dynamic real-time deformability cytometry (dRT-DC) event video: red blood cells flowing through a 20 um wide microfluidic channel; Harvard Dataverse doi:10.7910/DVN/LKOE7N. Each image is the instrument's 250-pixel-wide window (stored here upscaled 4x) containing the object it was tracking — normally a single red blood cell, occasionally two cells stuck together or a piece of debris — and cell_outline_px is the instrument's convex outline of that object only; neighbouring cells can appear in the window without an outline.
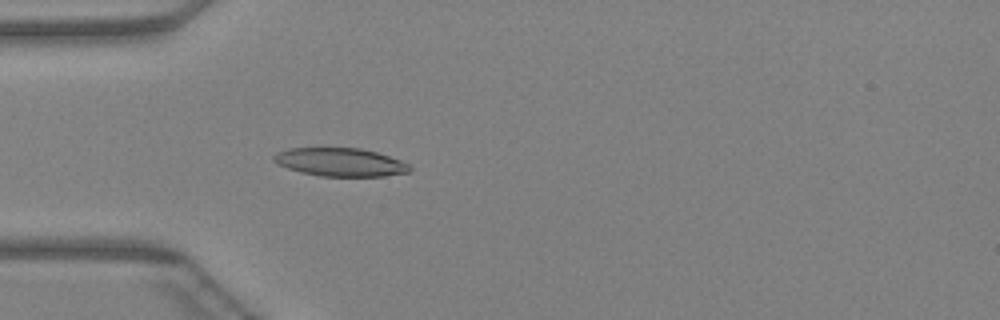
{"species": "Egyptian fruit bat (a non-hibernating species)", "species_latin": "Rousettus aegyptiacus", "temperature_condition": "warm", "stored_images_in_passage": 45, "camera_frame_rate_fps": 3000, "um_per_image_px": 0.085, "animal": {"sex": "female"}, "frame": {"image": 1, "passage_image": 13, "time_ms": 4.0, "image_size_px": [1000, 320], "cell_outline_px": [[412, 168], [408, 172], [384, 176], [320, 176], [300, 172], [288, 168], [272, 160], [272, 156], [276, 152], [288, 148], [360, 148], [376, 152], [400, 160], [408, 164]], "centroid_in_image_um": [28.9, 13.78], "position_along_channel_um": 56.1, "area_um2": 22.31}}
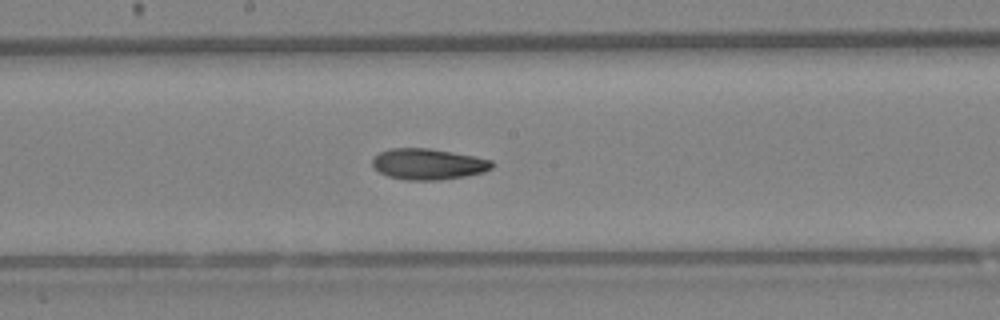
{"frame": {"image": 2, "passage_image": 24, "time_ms": 7.667, "image_size_px": [1000, 320], "cell_outline_px": [[496, 164], [492, 168], [484, 172], [464, 176], [440, 180], [404, 180], [388, 176], [380, 172], [372, 164], [372, 160], [380, 152], [388, 148], [428, 148], [476, 156], [492, 160]], "centroid_in_image_um": [36.43, 13.94], "position_along_channel_um": 211.8, "area_um2": 21.68}}
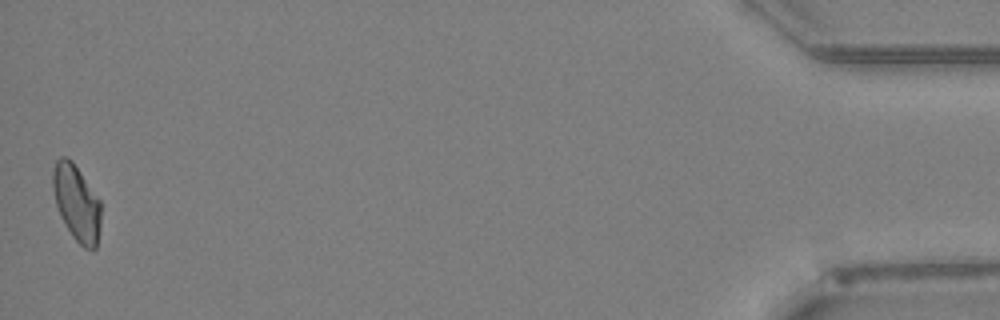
{"frame": {"image": 3, "passage_image": 45, "time_ms": 14.667, "image_size_px": [1000, 320], "cell_outline_px": [[100, 228], [96, 248], [92, 252], [84, 248], [72, 236], [60, 216], [56, 204], [52, 188], [52, 172], [56, 160], [60, 156], [68, 156], [72, 160], [100, 200]], "centroid_in_image_um": [6.5, 17.24], "position_along_channel_um": 428.7, "area_um2": 21.5}}